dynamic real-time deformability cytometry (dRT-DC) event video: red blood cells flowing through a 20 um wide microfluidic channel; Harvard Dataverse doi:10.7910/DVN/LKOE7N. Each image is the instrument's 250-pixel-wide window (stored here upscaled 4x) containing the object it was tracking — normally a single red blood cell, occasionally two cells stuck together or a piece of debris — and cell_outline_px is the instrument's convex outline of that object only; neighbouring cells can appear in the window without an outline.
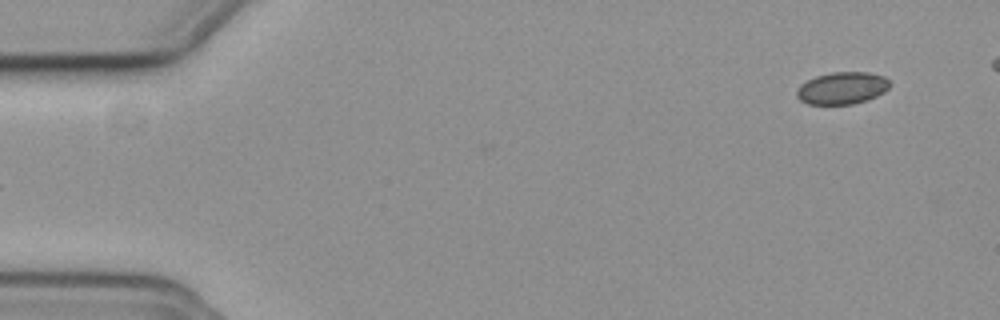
{"species": "common noctule bat (a hibernating species)", "species_latin": "Nyctalus noctula", "temperature_condition": "cold", "stored_images_in_passage": 48, "camera_frame_rate_fps": 3000, "um_per_image_px": 0.085, "animal": {"sex": "female", "body_mass_g": 19.3, "forearm_length_mm": 54.1}, "frame": {"image": 1, "passage_image": 1, "time_ms": 0.0, "image_size_px": [1000, 320], "cell_outline_px": [[892, 84], [884, 92], [868, 100], [852, 104], [808, 104], [800, 100], [796, 96], [796, 92], [800, 84], [816, 76], [832, 72], [868, 72], [884, 76]], "centroid_in_image_um": [71.59, 7.49], "position_along_channel_um": 13.4, "area_um2": 17.51}}
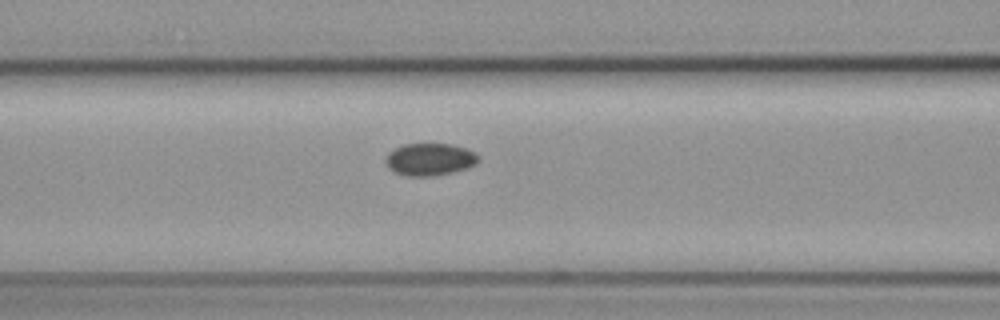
{"frame": {"image": 2, "passage_image": 20, "time_ms": 6.333, "image_size_px": [1000, 320], "cell_outline_px": [[480, 160], [476, 164], [468, 168], [436, 176], [408, 176], [396, 172], [388, 168], [384, 160], [388, 152], [404, 144], [448, 144], [464, 148], [476, 152], [480, 156]], "centroid_in_image_um": [36.55, 13.55], "position_along_channel_um": 130.1, "area_um2": 17.57}}
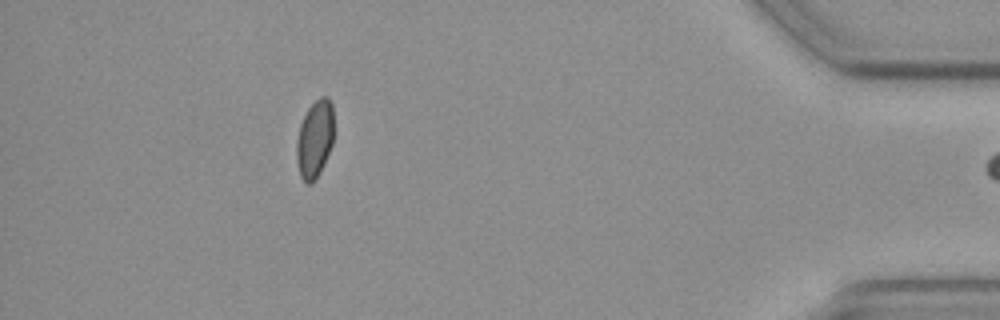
{"frame": {"image": 3, "passage_image": 47, "time_ms": 15.333, "image_size_px": [1000, 320], "cell_outline_px": [[332, 144], [320, 172], [312, 184], [308, 184], [300, 176], [296, 160], [296, 140], [300, 124], [308, 108], [320, 96], [328, 96], [332, 104]], "centroid_in_image_um": [26.73, 11.82], "position_along_channel_um": 408.5, "area_um2": 16.76}}